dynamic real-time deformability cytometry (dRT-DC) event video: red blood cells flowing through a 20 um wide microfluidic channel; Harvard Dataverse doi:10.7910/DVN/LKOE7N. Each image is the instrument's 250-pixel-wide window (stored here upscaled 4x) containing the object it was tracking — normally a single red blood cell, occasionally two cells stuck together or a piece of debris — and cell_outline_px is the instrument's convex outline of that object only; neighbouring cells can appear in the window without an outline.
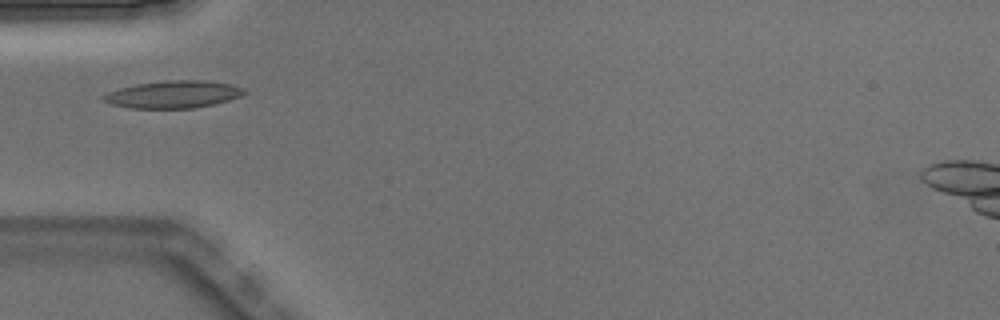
{"species": "Egyptian fruit bat (a non-hibernating species)", "species_latin": "Rousettus aegyptiacus", "temperature_condition": "warm", "stored_images_in_passage": 3, "camera_frame_rate_fps": 3000, "um_per_image_px": 0.085, "animal": {"sex": "male"}, "frame": {"image": 1, "passage_image": 2, "time_ms": 0.333, "image_size_px": [1000, 320], "cell_outline_px": [[248, 92], [240, 96], [228, 100], [212, 104], [192, 108], [128, 108], [112, 104], [104, 100], [100, 96], [108, 92], [120, 88], [136, 84], [168, 80], [200, 80], [232, 84], [244, 88]], "centroid_in_image_um": [14.73, 8.02], "position_along_channel_um": 70.3, "area_um2": 22.31}}